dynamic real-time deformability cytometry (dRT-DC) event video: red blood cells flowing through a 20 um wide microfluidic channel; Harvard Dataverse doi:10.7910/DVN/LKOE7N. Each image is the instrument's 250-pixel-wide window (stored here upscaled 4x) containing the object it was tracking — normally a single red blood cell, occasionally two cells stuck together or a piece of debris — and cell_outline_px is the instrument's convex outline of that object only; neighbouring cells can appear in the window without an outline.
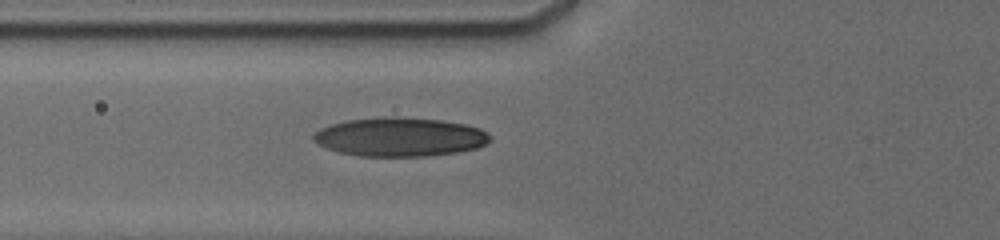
{"species": "human", "species_latin": "Homo sapiens", "temperature_condition": "cold", "stored_images_in_passage": 31, "camera_frame_rate_fps": 3000, "um_per_image_px": 0.085, "donor": {"sex": "male"}, "frame": {"image": 1, "passage_image": 14, "time_ms": 7.333, "image_size_px": [1000, 240], "cell_outline_px": [[488, 140], [484, 144], [476, 148], [456, 152], [424, 156], [360, 156], [340, 152], [316, 144], [312, 140], [312, 136], [320, 128], [332, 124], [348, 120], [392, 116], [396, 116], [440, 120], [464, 124], [480, 128], [488, 136]], "centroid_in_image_um": [33.93, 11.64], "position_along_channel_um": 91.9, "area_um2": 39.59}}
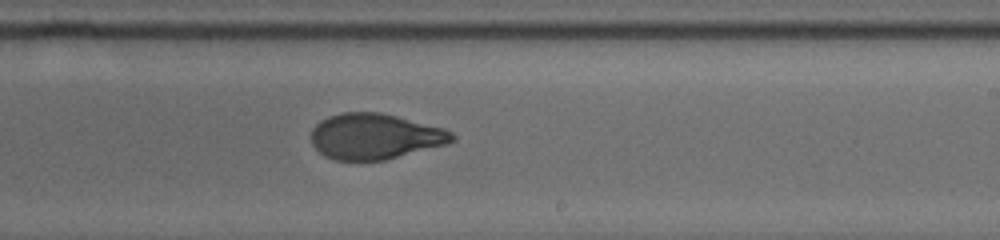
{"frame": {"image": 2, "passage_image": 21, "time_ms": 11.667, "image_size_px": [1000, 240], "cell_outline_px": [[456, 140], [448, 144], [384, 160], [336, 160], [324, 156], [312, 144], [312, 128], [320, 120], [328, 116], [340, 112], [380, 112], [444, 128], [452, 132], [456, 136]], "centroid_in_image_um": [31.88, 11.59], "position_along_channel_um": 257.1, "area_um2": 37.57}}
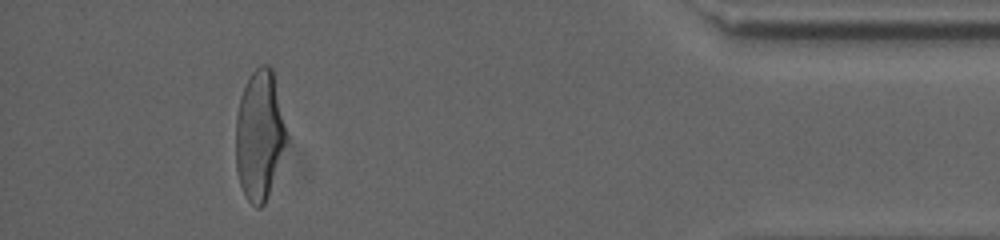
{"frame": {"image": 3, "passage_image": 29, "time_ms": 17.0, "image_size_px": [1000, 240], "cell_outline_px": [[288, 140], [268, 196], [264, 204], [260, 208], [256, 208], [244, 196], [240, 184], [236, 168], [236, 116], [240, 96], [252, 72], [260, 64], [268, 64], [272, 68], [288, 136]], "centroid_in_image_um": [22.06, 11.51], "position_along_channel_um": 413.1, "area_um2": 38.44}, "authors_computed_cell_mechanics": {"area_um2": 37.5122, "velocity_mm_per_s": 3.8021, "shape_relaxation_time_tau1_ms": 4.628, "shape_relaxation_time_tau2_ms": 1.0441, "deformation_change_tau1": 0.1764, "deformation_change_tau2": 0.0664}}